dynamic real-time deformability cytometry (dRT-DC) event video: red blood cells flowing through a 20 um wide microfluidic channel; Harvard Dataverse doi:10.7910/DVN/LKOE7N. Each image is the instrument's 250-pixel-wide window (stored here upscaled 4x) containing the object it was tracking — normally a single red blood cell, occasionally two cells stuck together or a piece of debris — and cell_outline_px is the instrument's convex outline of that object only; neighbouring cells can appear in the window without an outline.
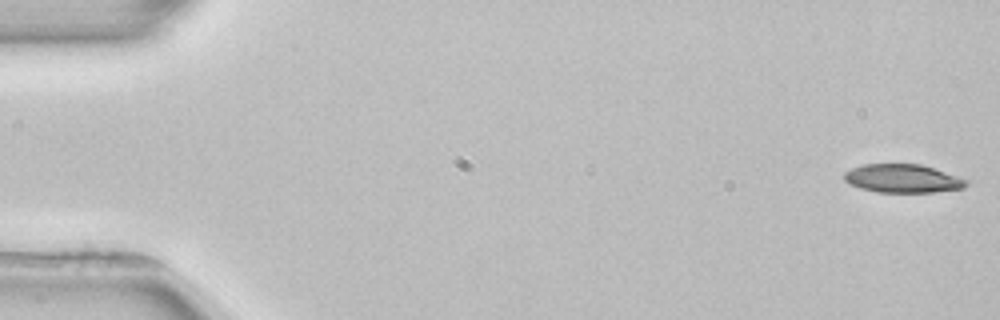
{"species": "common noctule bat (a hibernating species)", "species_latin": "Nyctalus noctula", "temperature_condition": "room temperature", "stored_images_in_passage": 4, "segment_of_instrument_passage": [2, 2], "camera_frame_rate_fps": 3000, "um_per_image_px": 0.085, "animal": {"sex": "female", "body_mass_g": 22.7, "forearm_length_mm": 54.2}, "frame": {"image": 1, "passage_image": 4, "time_ms": 5.667, "image_size_px": [1000, 320], "cell_outline_px": [[968, 184], [964, 188], [932, 192], [876, 192], [860, 188], [848, 184], [844, 180], [844, 172], [852, 168], [864, 164], [920, 164], [968, 180]], "centroid_in_image_um": [76.69, 15.18], "position_along_channel_um": 8.3, "area_um2": 20.11}}